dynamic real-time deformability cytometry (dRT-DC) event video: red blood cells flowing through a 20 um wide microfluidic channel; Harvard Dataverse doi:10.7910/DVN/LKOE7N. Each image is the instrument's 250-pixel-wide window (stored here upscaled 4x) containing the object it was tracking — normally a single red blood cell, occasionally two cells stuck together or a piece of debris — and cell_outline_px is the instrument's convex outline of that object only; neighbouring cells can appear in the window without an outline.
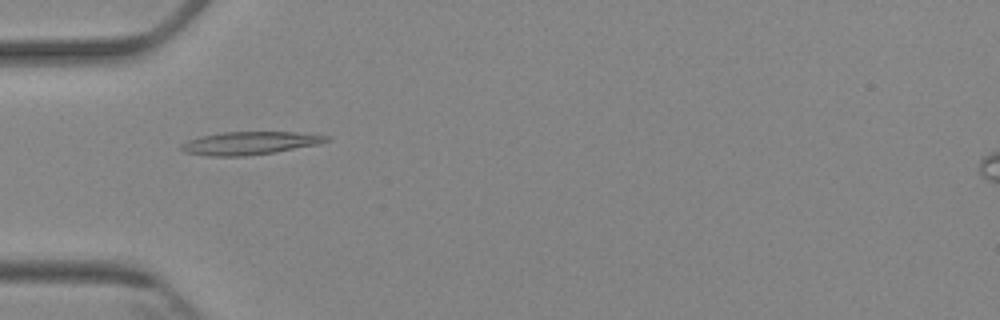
{"species": "Egyptian fruit bat (a non-hibernating species)", "species_latin": "Rousettus aegyptiacus", "temperature_condition": "cold", "stored_images_in_passage": 3, "camera_frame_rate_fps": 3000, "um_per_image_px": 0.085, "animal": {"sex": "female"}, "frame": {"image": 1, "passage_image": 2, "time_ms": 1.0, "image_size_px": [1000, 320], "cell_outline_px": [[332, 140], [320, 144], [272, 152], [244, 156], [208, 156], [184, 152], [180, 148], [180, 144], [188, 140], [200, 136], [224, 132], [296, 132], [332, 136]], "centroid_in_image_um": [21.25, 12.16], "position_along_channel_um": 63.8, "area_um2": 19.48}}
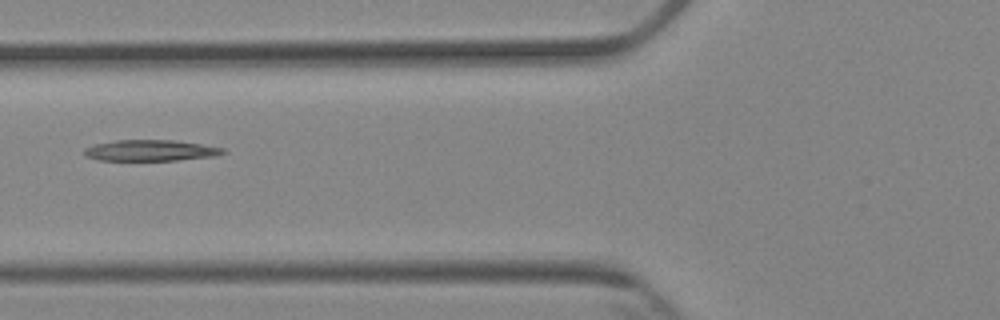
{"frame": {"image": 2, "passage_image": 3, "time_ms": 2.333, "image_size_px": [1000, 320], "cell_outline_px": [[228, 152], [216, 156], [176, 160], [96, 160], [84, 156], [84, 148], [92, 144], [116, 140], [172, 140], [200, 144], [224, 148]], "centroid_in_image_um": [12.76, 12.79], "position_along_channel_um": 113.0, "area_um2": 17.11}}